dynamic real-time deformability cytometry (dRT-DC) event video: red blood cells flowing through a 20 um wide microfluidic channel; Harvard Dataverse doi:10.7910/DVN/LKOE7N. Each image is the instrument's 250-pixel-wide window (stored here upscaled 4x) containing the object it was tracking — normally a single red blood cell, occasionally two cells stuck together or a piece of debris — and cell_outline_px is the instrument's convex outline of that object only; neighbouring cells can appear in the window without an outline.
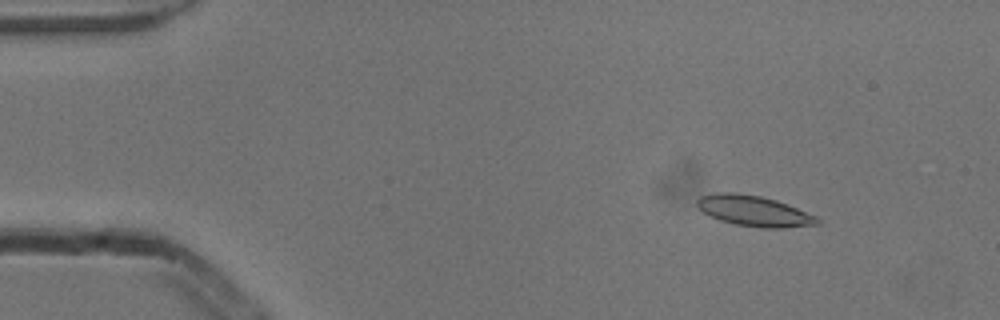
{"species": "common noctule bat (a hibernating species)", "species_latin": "Nyctalus noctula", "temperature_condition": "cold", "stored_images_in_passage": 52, "camera_frame_rate_fps": 3000, "um_per_image_px": 0.085, "animal": {"sex": "male", "body_mass_g": 13.3}, "frame": {"image": 1, "passage_image": 6, "time_ms": 1.667, "image_size_px": [1000, 320], "cell_outline_px": [[820, 224], [784, 228], [760, 228], [736, 224], [720, 220], [708, 216], [696, 204], [696, 200], [700, 196], [716, 192], [736, 192], [760, 196], [776, 200], [788, 204], [816, 216], [820, 220]], "centroid_in_image_um": [64.08, 17.93], "position_along_channel_um": 20.9, "area_um2": 21.56}}
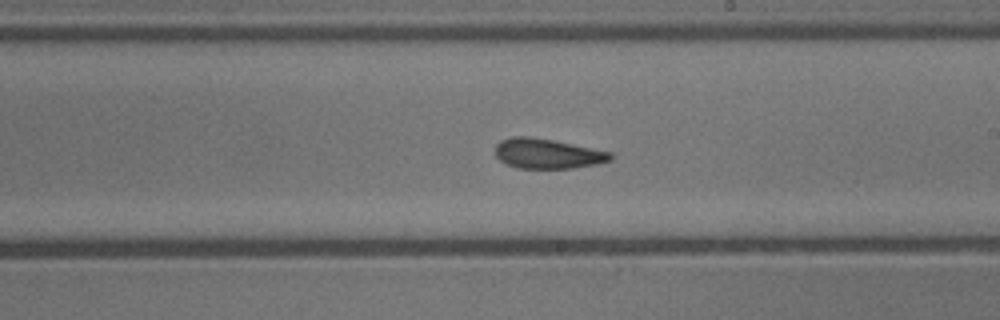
{"frame": {"image": 2, "passage_image": 30, "time_ms": 9.667, "image_size_px": [1000, 320], "cell_outline_px": [[612, 160], [596, 164], [572, 168], [516, 168], [500, 160], [496, 156], [496, 144], [500, 140], [512, 136], [528, 136], [552, 140], [612, 152]], "centroid_in_image_um": [46.52, 13.05], "position_along_channel_um": 242.5, "area_um2": 20.0}}
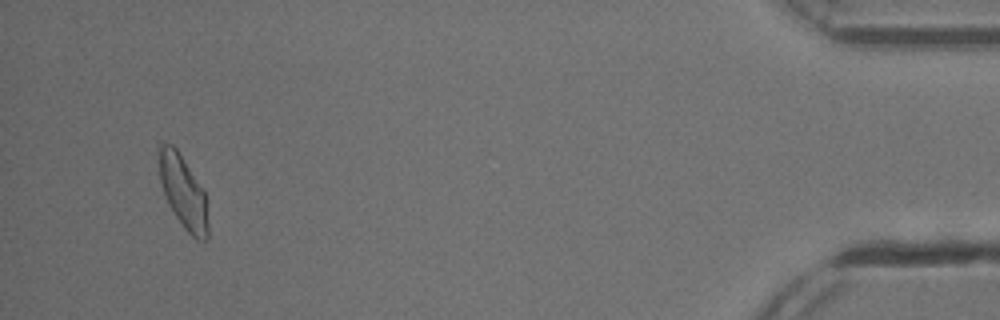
{"frame": {"image": 3, "passage_image": 50, "time_ms": 16.333, "image_size_px": [1000, 320], "cell_outline_px": [[208, 240], [196, 240], [184, 228], [168, 204], [160, 180], [156, 152], [156, 144], [172, 144], [176, 148], [204, 192], [208, 224]], "centroid_in_image_um": [15.52, 16.28], "position_along_channel_um": 419.7, "area_um2": 20.69}, "authors_computed_cell_mechanics": {"area_um2": 20.7213, "velocity_mm_per_s": 3.851, "shape_relaxation_time_tau1_ms": 6.9043, "shape_relaxation_time_tau2_ms": 2.1323, "deformation_change_tau1": 0.1384, "deformation_change_tau2": 0.1007}}